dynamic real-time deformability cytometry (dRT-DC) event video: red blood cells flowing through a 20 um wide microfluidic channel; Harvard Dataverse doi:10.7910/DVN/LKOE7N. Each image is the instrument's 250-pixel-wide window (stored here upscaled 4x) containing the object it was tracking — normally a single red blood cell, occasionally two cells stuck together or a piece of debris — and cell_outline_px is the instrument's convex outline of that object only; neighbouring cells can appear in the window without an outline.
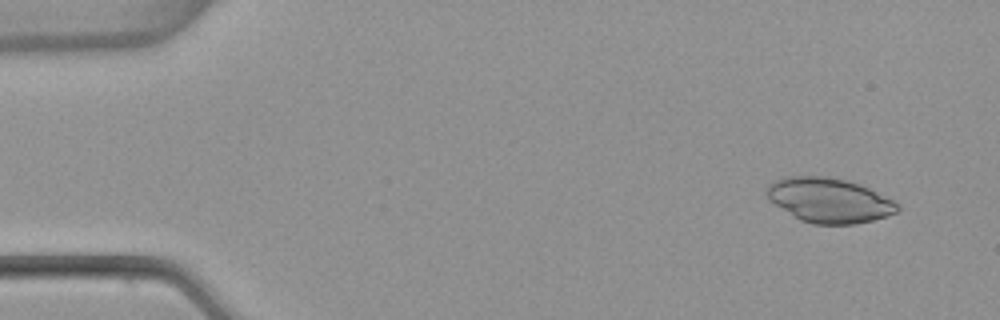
{"species": "common noctule bat (a hibernating species)", "species_latin": "Nyctalus noctula", "temperature_condition": "warm", "stored_images_in_passage": 4, "camera_frame_rate_fps": 3000, "um_per_image_px": 0.085, "animal": {"sex": "female", "body_mass_g": 22.7, "forearm_length_mm": 54.2}, "frame": {"image": 1, "passage_image": 2, "time_ms": 0.333, "image_size_px": [1000, 320], "cell_outline_px": [[900, 208], [896, 212], [888, 216], [856, 224], [812, 224], [800, 220], [768, 200], [764, 192], [764, 188], [768, 184], [784, 176], [828, 176], [860, 184], [900, 204]], "centroid_in_image_um": [70.43, 17.02], "position_along_channel_um": 14.6, "area_um2": 34.16}}